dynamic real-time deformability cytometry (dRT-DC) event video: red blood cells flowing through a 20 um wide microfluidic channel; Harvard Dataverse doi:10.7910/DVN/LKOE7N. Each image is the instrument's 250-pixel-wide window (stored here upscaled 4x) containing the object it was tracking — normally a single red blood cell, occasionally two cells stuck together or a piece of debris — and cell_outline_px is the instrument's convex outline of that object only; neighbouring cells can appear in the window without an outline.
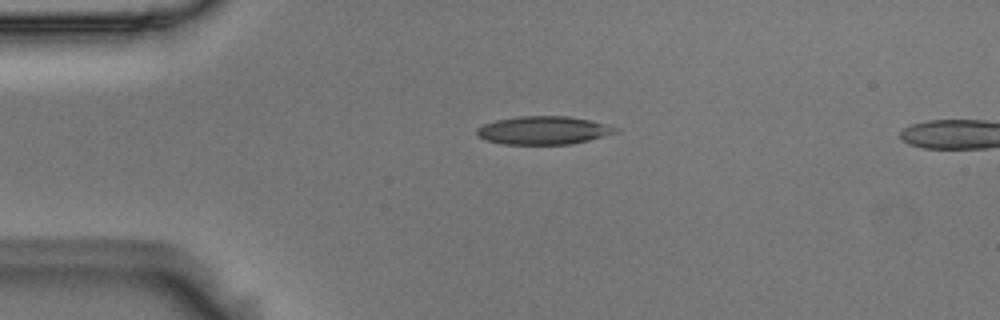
{"species": "Egyptian fruit bat (a non-hibernating species)", "species_latin": "Rousettus aegyptiacus", "temperature_condition": "room temperature", "stored_images_in_passage": 3, "segment_of_instrument_passage": [1, 2], "camera_frame_rate_fps": 3000, "um_per_image_px": 0.085, "animal": {"sex": "male"}, "frame": {"image": 1, "passage_image": 2, "time_ms": 0.333, "image_size_px": [1000, 320], "cell_outline_px": [[620, 132], [572, 144], [504, 144], [488, 140], [480, 136], [476, 132], [476, 128], [484, 124], [496, 120], [516, 116], [568, 116], [592, 120], [620, 128]], "centroid_in_image_um": [46.25, 11.07], "position_along_channel_um": 38.7, "area_um2": 22.83}}